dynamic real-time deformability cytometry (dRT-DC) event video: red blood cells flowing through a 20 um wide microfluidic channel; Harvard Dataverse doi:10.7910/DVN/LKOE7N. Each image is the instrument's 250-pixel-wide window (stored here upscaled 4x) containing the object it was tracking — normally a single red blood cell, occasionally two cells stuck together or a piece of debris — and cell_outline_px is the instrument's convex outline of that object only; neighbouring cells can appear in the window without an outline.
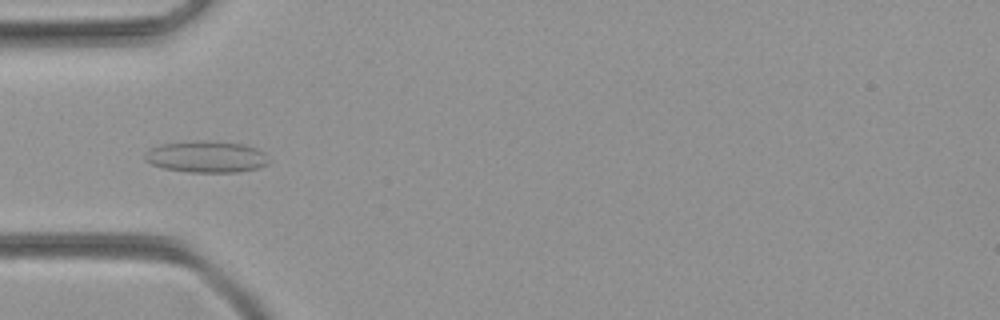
{"species": "common noctule bat (a hibernating species)", "species_latin": "Nyctalus noctula", "temperature_condition": "room temperature", "stored_images_in_passage": 35, "camera_frame_rate_fps": 3000, "um_per_image_px": 0.085, "animal": {"sex": "female", "body_mass_g": 21.9}, "frame": {"image": 1, "passage_image": 5, "time_ms": 1.333, "image_size_px": [1000, 320], "cell_outline_px": [[268, 164], [256, 168], [236, 172], [188, 172], [164, 168], [152, 164], [144, 160], [144, 152], [148, 148], [160, 144], [192, 140], [216, 140], [244, 144], [256, 148], [264, 152], [268, 160]], "centroid_in_image_um": [17.49, 13.3], "position_along_channel_um": 67.5, "area_um2": 23.18}}
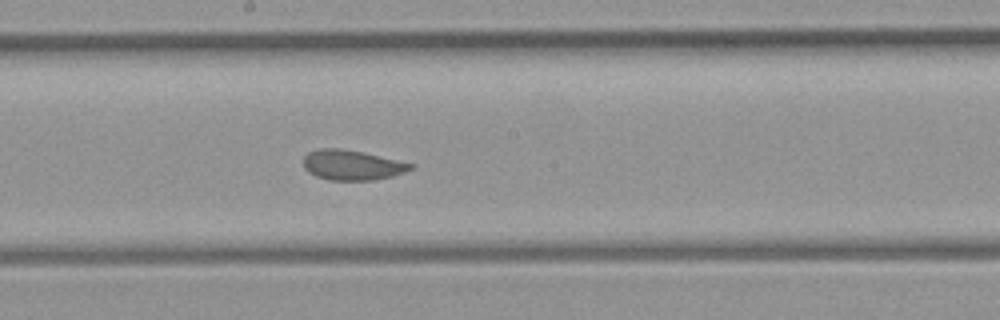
{"frame": {"image": 2, "passage_image": 16, "time_ms": 5.0, "image_size_px": [1000, 320], "cell_outline_px": [[416, 164], [412, 168], [404, 172], [392, 176], [372, 180], [328, 180], [316, 176], [308, 172], [304, 168], [304, 156], [308, 152], [320, 148], [340, 148], [364, 152]], "centroid_in_image_um": [29.92, 14.02], "position_along_channel_um": 218.3, "area_um2": 18.84}}
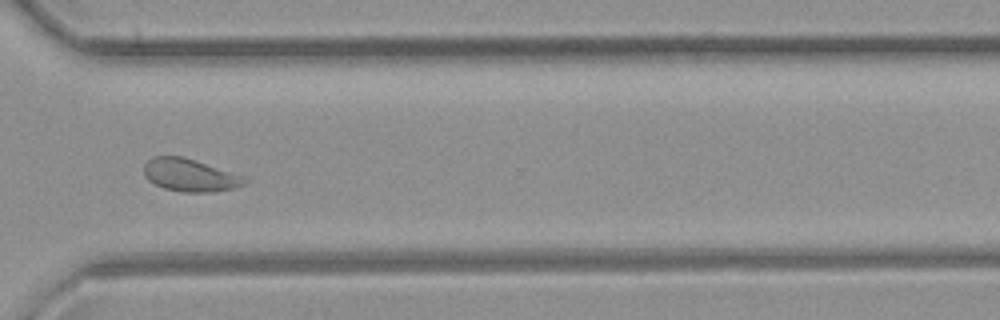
{"frame": {"image": 3, "passage_image": 26, "time_ms": 8.333, "image_size_px": [1000, 320], "cell_outline_px": [[248, 180], [244, 184], [232, 188], [208, 192], [184, 192], [164, 188], [148, 180], [144, 176], [144, 164], [152, 156], [180, 156], [248, 176]], "centroid_in_image_um": [16.16, 14.88], "position_along_channel_um": 354.4, "area_um2": 19.13}}